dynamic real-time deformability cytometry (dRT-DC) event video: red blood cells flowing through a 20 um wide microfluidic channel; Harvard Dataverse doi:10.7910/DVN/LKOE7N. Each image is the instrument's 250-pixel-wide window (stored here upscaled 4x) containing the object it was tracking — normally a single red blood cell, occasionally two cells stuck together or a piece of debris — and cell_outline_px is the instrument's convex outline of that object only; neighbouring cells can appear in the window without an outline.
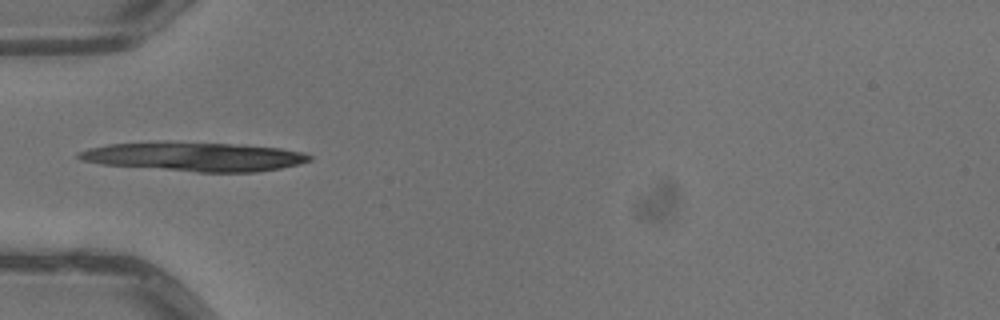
{"species": "common noctule bat (a hibernating species)", "species_latin": "Nyctalus noctula", "temperature_condition": "warm", "stored_images_in_passage": 5, "camera_frame_rate_fps": 3000, "um_per_image_px": 0.085, "animal": {"sex": "male", "body_mass_g": 13.3}, "frame": {"image": 1, "passage_image": 5, "time_ms": 1.333, "image_size_px": [1000, 320], "cell_outline_px": [[312, 160], [300, 164], [280, 168], [252, 172], [196, 172], [100, 164], [84, 160], [76, 156], [80, 152], [88, 148], [108, 144], [232, 144], [280, 148], [304, 152], [312, 156]], "centroid_in_image_um": [16.61, 13.35], "position_along_channel_um": 68.4, "area_um2": 37.63}}